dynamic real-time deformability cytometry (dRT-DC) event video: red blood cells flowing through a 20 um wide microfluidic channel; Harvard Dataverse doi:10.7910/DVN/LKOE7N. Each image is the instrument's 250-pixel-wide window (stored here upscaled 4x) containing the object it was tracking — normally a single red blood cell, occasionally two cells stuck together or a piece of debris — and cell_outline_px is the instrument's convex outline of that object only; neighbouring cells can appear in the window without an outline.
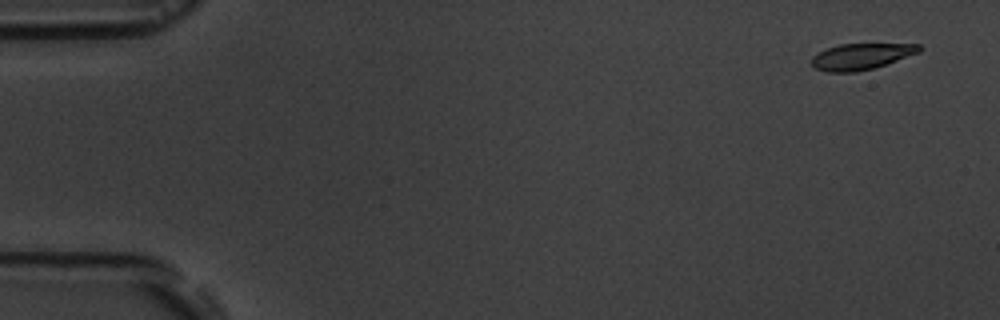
{"species": "common noctule bat (a hibernating species)", "species_latin": "Nyctalus noctula", "temperature_condition": "room temperature", "stored_images_in_passage": 4, "camera_frame_rate_fps": 3000, "um_per_image_px": 0.085, "animal": {"sex": "male", "body_mass_g": 19.5, "forearm_length_mm": 54.6}, "frame": {"image": 1, "passage_image": 1, "time_ms": 0.0, "image_size_px": [1000, 320], "cell_outline_px": [[924, 48], [920, 52], [872, 68], [856, 72], [828, 72], [816, 68], [812, 64], [812, 56], [816, 52], [840, 44], [920, 44]], "centroid_in_image_um": [73.19, 4.79], "position_along_channel_um": 11.8, "area_um2": 16.24}}